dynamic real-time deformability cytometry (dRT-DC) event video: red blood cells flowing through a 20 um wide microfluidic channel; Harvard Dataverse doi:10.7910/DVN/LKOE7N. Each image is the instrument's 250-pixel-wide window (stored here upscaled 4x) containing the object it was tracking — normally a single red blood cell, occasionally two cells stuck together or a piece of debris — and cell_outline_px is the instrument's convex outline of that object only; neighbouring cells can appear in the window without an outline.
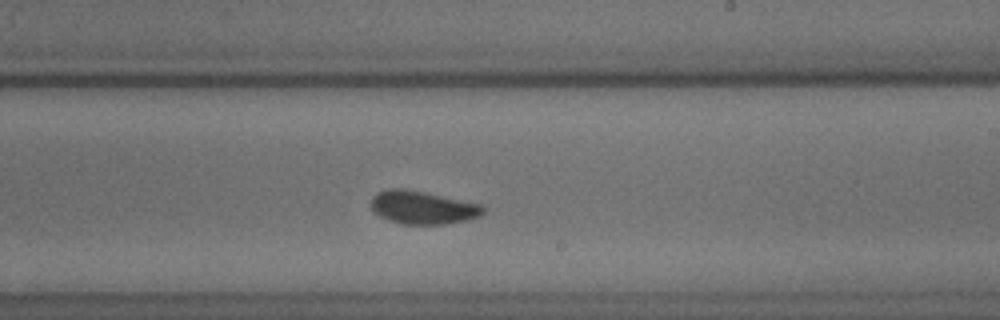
{"species": "common noctule bat (a hibernating species)", "species_latin": "Nyctalus noctula", "temperature_condition": "cold", "stored_images_in_passage": 30, "camera_frame_rate_fps": 3000, "um_per_image_px": 0.085, "animal": {"sex": "male", "body_mass_g": 18.8}, "frame": {"image": 1, "passage_image": 18, "time_ms": 5.667, "image_size_px": [1000, 320], "cell_outline_px": [[484, 212], [480, 216], [448, 224], [400, 224], [388, 220], [372, 212], [372, 196], [376, 192], [388, 188], [404, 188], [484, 204]], "centroid_in_image_um": [35.91, 17.63], "position_along_channel_um": 253.1, "area_um2": 21.85}}
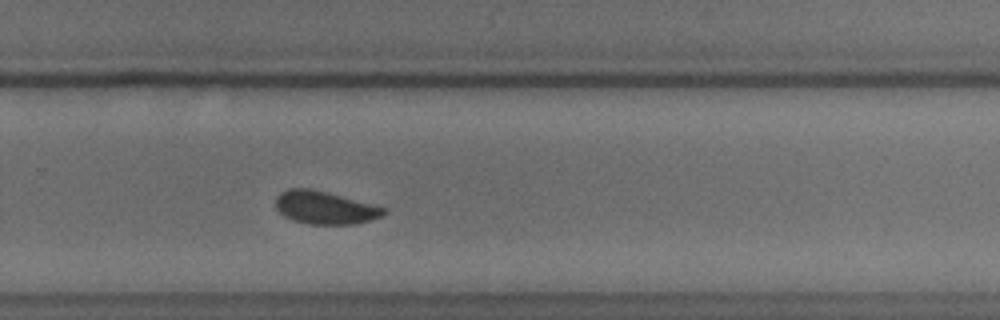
{"frame": {"image": 2, "passage_image": 22, "time_ms": 7.0, "image_size_px": [1000, 320], "cell_outline_px": [[388, 212], [384, 216], [352, 224], [308, 224], [292, 220], [284, 216], [276, 208], [276, 196], [280, 192], [288, 188], [312, 188], [388, 208]], "centroid_in_image_um": [27.62, 17.64], "position_along_channel_um": 302.2, "area_um2": 20.87}, "authors_computed_cell_mechanics": {"area_um2": 21.0392, "velocity_mm_per_s": 3.6956, "shape_relaxation_time_tau1_ms": 3.4184, "shape_relaxation_time_tau2_ms": 1.5818, "deformation_change_tau1": 0.0888, "deformation_change_tau2": 0.0562}}